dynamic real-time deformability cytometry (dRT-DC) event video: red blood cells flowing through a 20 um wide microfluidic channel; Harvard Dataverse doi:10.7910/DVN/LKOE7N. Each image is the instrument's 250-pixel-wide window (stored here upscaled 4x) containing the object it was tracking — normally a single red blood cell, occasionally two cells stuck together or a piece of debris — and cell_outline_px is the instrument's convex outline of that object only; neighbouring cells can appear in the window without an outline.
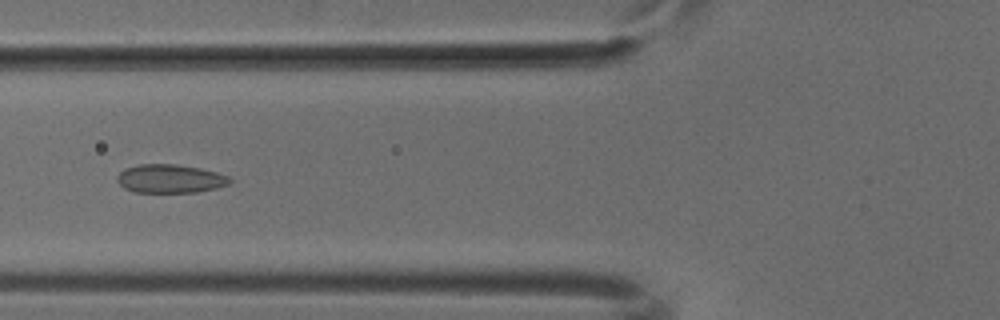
{"species": "common noctule bat (a hibernating species)", "species_latin": "Nyctalus noctula", "temperature_condition": "cold", "stored_images_in_passage": 50, "camera_frame_rate_fps": 3000, "um_per_image_px": 0.085, "animal": {"sex": "male", "body_mass_g": 18.8}, "frame": {"image": 1, "passage_image": 19, "time_ms": 6.0, "image_size_px": [1000, 320], "cell_outline_px": [[232, 180], [228, 184], [216, 188], [196, 192], [136, 192], [124, 188], [116, 180], [116, 176], [124, 168], [140, 164], [176, 164], [200, 168], [216, 172], [228, 176]], "centroid_in_image_um": [14.44, 15.18], "position_along_channel_um": 111.4, "area_um2": 18.73}}
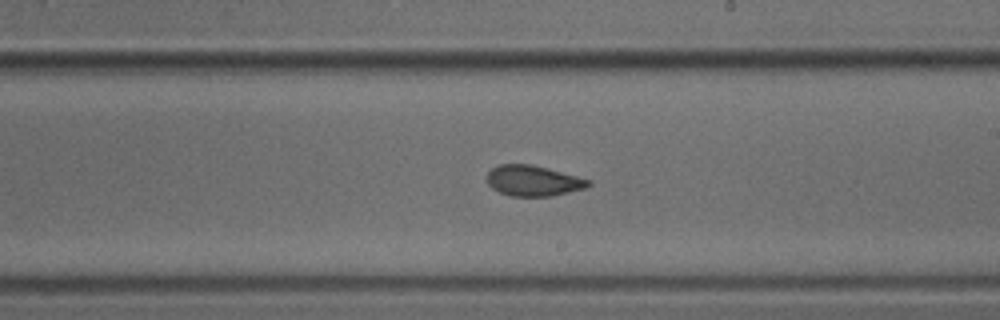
{"frame": {"image": 2, "passage_image": 29, "time_ms": 9.333, "image_size_px": [1000, 320], "cell_outline_px": [[592, 184], [584, 188], [552, 196], [512, 196], [500, 192], [492, 188], [488, 184], [488, 172], [492, 168], [500, 164], [532, 164], [592, 180]], "centroid_in_image_um": [45.33, 15.36], "position_along_channel_um": 243.7, "area_um2": 17.98}}
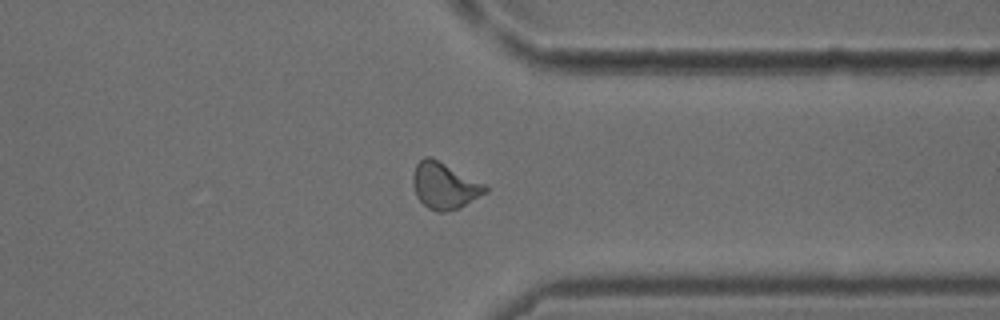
{"frame": {"image": 3, "passage_image": 39, "time_ms": 12.667, "image_size_px": [1000, 320], "cell_outline_px": [[488, 192], [460, 208], [444, 212], [436, 212], [428, 208], [416, 196], [412, 184], [412, 176], [416, 164], [424, 156], [432, 156], [484, 184], [488, 188]], "centroid_in_image_um": [37.76, 15.78], "position_along_channel_um": 373.6, "area_um2": 19.71}}